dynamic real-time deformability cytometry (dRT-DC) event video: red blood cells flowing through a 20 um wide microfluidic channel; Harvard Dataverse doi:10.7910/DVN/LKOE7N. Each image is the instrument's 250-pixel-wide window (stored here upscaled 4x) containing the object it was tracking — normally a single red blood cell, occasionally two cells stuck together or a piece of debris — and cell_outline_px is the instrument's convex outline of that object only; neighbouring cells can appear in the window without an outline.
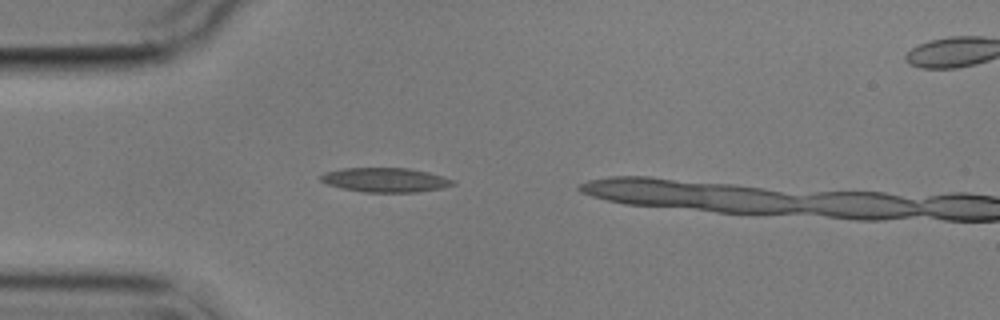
{"species": "common noctule bat (a hibernating species)", "species_latin": "Nyctalus noctula", "temperature_condition": "cold", "stored_images_in_passage": 2, "camera_frame_rate_fps": 3000, "um_per_image_px": 0.085, "animal": {"sex": "male", "body_mass_g": 17.9}, "frame": {"image": 1, "passage_image": 1, "time_ms": 0.0, "image_size_px": [1000, 320], "cell_outline_px": [[456, 184], [440, 188], [420, 192], [364, 192], [344, 188], [328, 184], [320, 180], [320, 176], [324, 172], [344, 168], [408, 168], [428, 172], [444, 176], [456, 180]], "centroid_in_image_um": [32.8, 15.29], "position_along_channel_um": 52.2, "area_um2": 18.73}}